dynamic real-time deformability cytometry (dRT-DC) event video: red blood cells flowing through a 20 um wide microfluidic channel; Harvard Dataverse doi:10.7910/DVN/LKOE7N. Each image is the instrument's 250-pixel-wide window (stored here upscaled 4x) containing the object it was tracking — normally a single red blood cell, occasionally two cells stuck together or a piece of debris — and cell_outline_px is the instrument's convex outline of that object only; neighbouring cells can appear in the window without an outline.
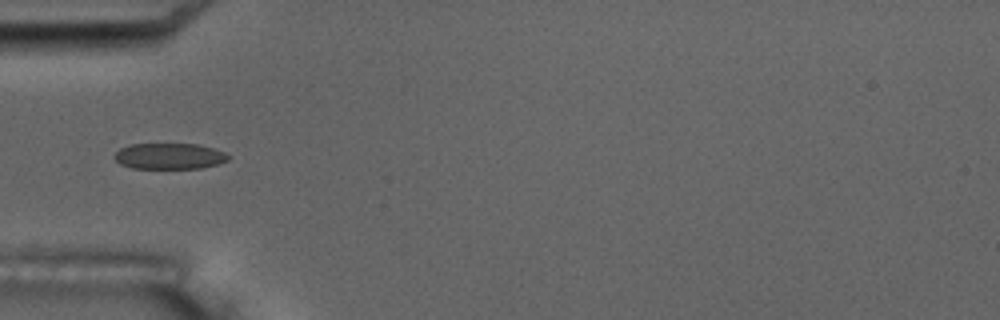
{"species": "common noctule bat (a hibernating species)", "species_latin": "Nyctalus noctula", "temperature_condition": "room temperature", "stored_images_in_passage": 3, "camera_frame_rate_fps": 3000, "um_per_image_px": 0.085, "animal": {"sex": "male", "body_mass_g": 17.5, "forearm_length_mm": 52.3}, "frame": {"image": 1, "passage_image": 3, "time_ms": 4.333, "image_size_px": [1000, 320], "cell_outline_px": [[232, 156], [228, 160], [216, 164], [200, 168], [132, 168], [120, 164], [112, 156], [120, 148], [128, 144], [200, 144], [224, 152]], "centroid_in_image_um": [14.38, 13.26], "position_along_channel_um": 70.6, "area_um2": 17.28}}